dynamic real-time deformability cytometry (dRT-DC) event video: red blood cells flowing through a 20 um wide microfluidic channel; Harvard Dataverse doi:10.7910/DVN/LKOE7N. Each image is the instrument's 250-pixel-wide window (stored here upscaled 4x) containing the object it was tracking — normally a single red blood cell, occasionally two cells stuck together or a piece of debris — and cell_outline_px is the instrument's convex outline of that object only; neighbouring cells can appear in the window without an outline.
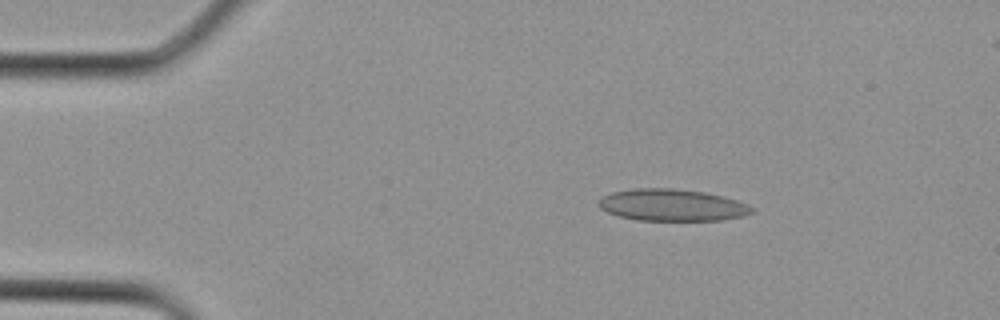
{"species": "Egyptian fruit bat (a non-hibernating species)", "species_latin": "Rousettus aegyptiacus", "temperature_condition": "cold", "stored_images_in_passage": 3, "camera_frame_rate_fps": 3000, "um_per_image_px": 0.085, "animal": {"sex": "female"}, "frame": {"image": 1, "passage_image": 3, "time_ms": 0.667, "image_size_px": [1000, 320], "cell_outline_px": [[756, 212], [744, 216], [724, 220], [636, 220], [620, 216], [608, 212], [600, 208], [596, 204], [604, 196], [612, 192], [632, 188], [672, 188], [704, 192], [724, 196], [748, 204], [756, 208]], "centroid_in_image_um": [57.18, 17.43], "position_along_channel_um": 27.8, "area_um2": 28.67}}